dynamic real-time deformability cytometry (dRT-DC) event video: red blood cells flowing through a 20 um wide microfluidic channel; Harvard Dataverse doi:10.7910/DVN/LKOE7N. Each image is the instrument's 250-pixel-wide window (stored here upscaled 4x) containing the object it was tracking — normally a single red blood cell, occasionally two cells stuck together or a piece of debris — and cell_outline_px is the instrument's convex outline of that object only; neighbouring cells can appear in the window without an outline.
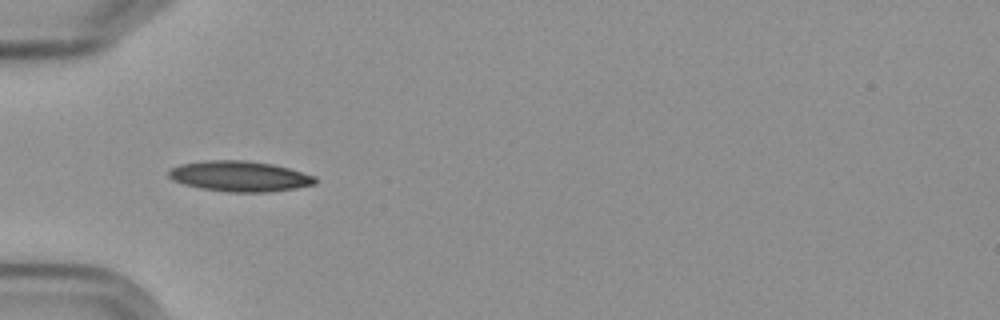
{"species": "Egyptian fruit bat (a non-hibernating species)", "species_latin": "Rousettus aegyptiacus", "temperature_condition": "cold", "stored_images_in_passage": 5, "camera_frame_rate_fps": 3000, "um_per_image_px": 0.085, "frame": {"image": 1, "passage_image": 4, "time_ms": 4.667, "image_size_px": [1000, 320], "cell_outline_px": [[316, 184], [296, 188], [268, 192], [228, 192], [200, 188], [184, 184], [172, 180], [168, 176], [168, 172], [172, 168], [180, 164], [208, 160], [244, 160], [272, 164], [288, 168], [316, 176]], "centroid_in_image_um": [20.37, 14.98], "position_along_channel_um": 64.6, "area_um2": 26.01}}
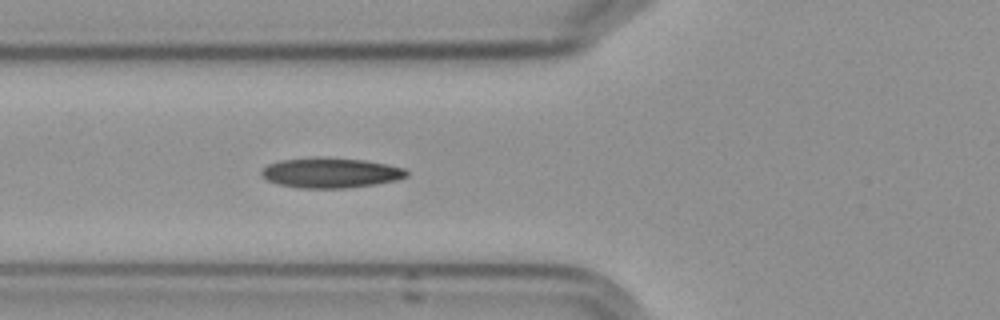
{"frame": {"image": 2, "passage_image": 5, "time_ms": 5.667, "image_size_px": [1000, 320], "cell_outline_px": [[408, 176], [396, 180], [376, 184], [344, 188], [300, 188], [280, 184], [268, 180], [260, 172], [268, 164], [280, 160], [316, 156], [328, 156], [364, 160], [388, 164], [404, 168], [408, 172]], "centroid_in_image_um": [28.13, 14.66], "position_along_channel_um": 97.7, "area_um2": 25.66}}